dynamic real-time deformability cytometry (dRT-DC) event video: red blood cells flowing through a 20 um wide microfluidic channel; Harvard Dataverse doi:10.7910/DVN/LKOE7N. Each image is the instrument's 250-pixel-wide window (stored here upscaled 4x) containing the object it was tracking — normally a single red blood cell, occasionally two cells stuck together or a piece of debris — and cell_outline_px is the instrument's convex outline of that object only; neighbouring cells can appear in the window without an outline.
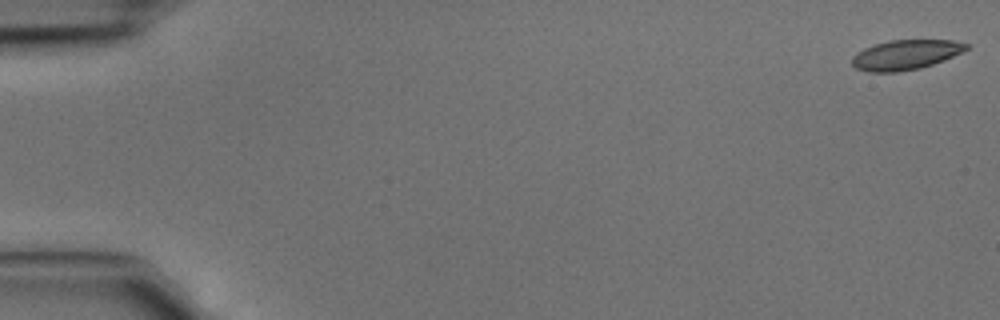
{"species": "common noctule bat (a hibernating species)", "species_latin": "Nyctalus noctula", "temperature_condition": "cold", "stored_images_in_passage": 8, "camera_frame_rate_fps": 3000, "um_per_image_px": 0.085, "animal": {"sex": "male", "body_mass_g": 15.6}, "frame": {"image": 1, "passage_image": 1, "time_ms": 0.0, "image_size_px": [1000, 320], "cell_outline_px": [[968, 48], [944, 60], [920, 68], [896, 72], [868, 72], [856, 68], [852, 64], [852, 56], [856, 52], [864, 48], [888, 40], [952, 40], [968, 44]], "centroid_in_image_um": [76.93, 4.66], "position_along_channel_um": 8.1, "area_um2": 19.71}}